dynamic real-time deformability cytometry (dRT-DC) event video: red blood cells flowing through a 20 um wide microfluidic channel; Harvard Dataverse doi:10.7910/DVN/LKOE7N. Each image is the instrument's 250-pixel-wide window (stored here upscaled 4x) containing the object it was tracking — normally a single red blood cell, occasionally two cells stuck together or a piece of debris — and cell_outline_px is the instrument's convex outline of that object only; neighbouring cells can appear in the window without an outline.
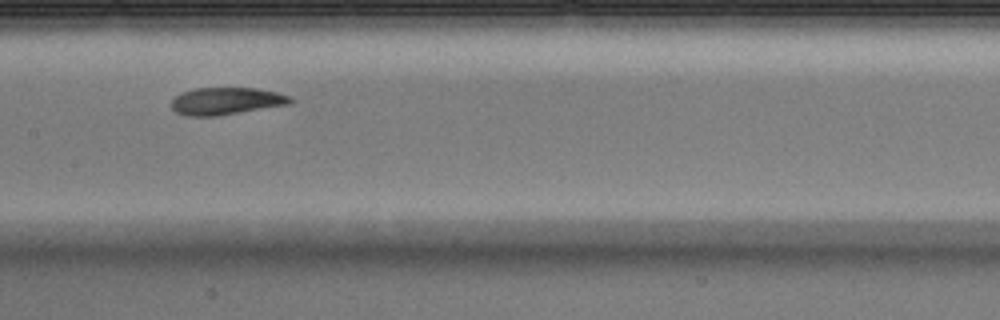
{"species": "Egyptian fruit bat (a non-hibernating species)", "species_latin": "Rousettus aegyptiacus", "temperature_condition": "warm", "stored_images_in_passage": 25, "camera_frame_rate_fps": 3000, "um_per_image_px": 0.085, "animal": {"sex": "male"}, "frame": {"image": 1, "passage_image": 8, "time_ms": 2.333, "image_size_px": [1000, 320], "cell_outline_px": [[292, 100], [288, 104], [216, 116], [188, 116], [176, 112], [172, 108], [172, 100], [180, 92], [196, 88], [256, 88], [276, 92], [292, 96]], "centroid_in_image_um": [19.2, 8.58], "position_along_channel_um": 188.2, "area_um2": 18.73}}
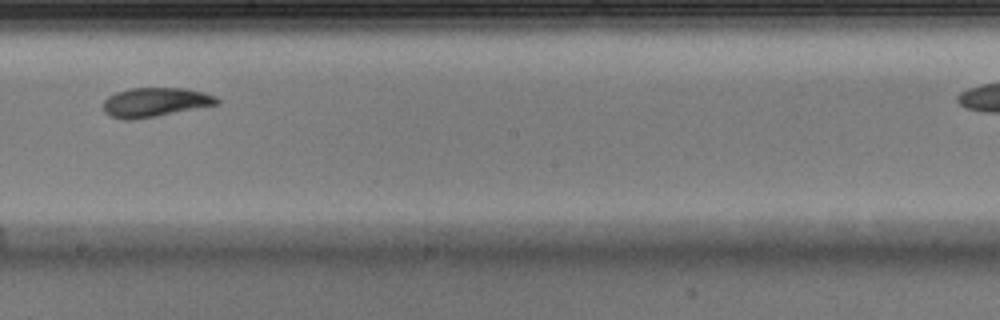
{"frame": {"image": 2, "passage_image": 11, "time_ms": 3.333, "image_size_px": [1000, 320], "cell_outline_px": [[220, 104], [156, 116], [128, 120], [124, 120], [108, 116], [104, 112], [104, 100], [108, 96], [116, 92], [128, 88], [184, 88], [204, 92], [216, 96], [220, 100]], "centroid_in_image_um": [13.19, 8.69], "position_along_channel_um": 235.0, "area_um2": 19.48}}